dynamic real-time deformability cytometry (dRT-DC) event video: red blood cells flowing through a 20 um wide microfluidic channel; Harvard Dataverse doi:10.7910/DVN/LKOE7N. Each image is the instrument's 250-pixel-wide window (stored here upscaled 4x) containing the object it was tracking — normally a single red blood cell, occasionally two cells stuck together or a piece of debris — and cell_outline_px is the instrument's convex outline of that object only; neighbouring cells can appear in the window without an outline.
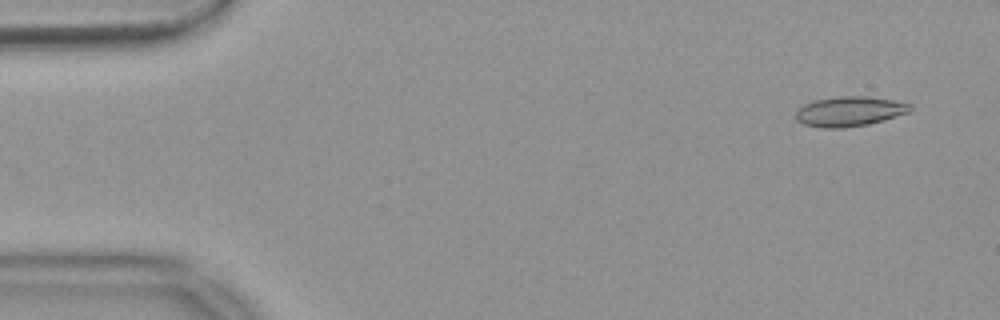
{"species": "common noctule bat (a hibernating species)", "species_latin": "Nyctalus noctula", "temperature_condition": "warm", "stored_images_in_passage": 48, "camera_frame_rate_fps": 3000, "um_per_image_px": 0.085, "animal": {"sex": "female", "body_mass_g": 18.4}, "frame": {"image": 1, "passage_image": 3, "time_ms": 0.667, "image_size_px": [1000, 320], "cell_outline_px": [[912, 112], [884, 120], [868, 124], [844, 128], [824, 128], [804, 124], [796, 120], [796, 112], [804, 104], [816, 100], [840, 96], [864, 96], [892, 100], [912, 104]], "centroid_in_image_um": [72.25, 9.47], "position_along_channel_um": 12.8, "area_um2": 19.88}}
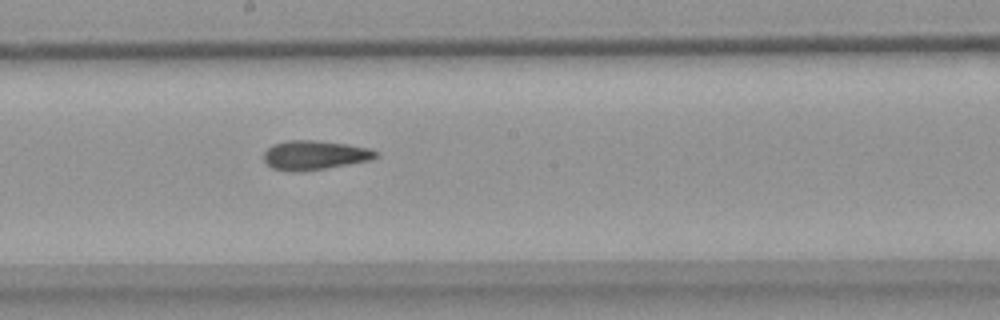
{"frame": {"image": 2, "passage_image": 29, "time_ms": 9.333, "image_size_px": [1000, 320], "cell_outline_px": [[380, 156], [372, 160], [300, 172], [272, 168], [264, 160], [264, 152], [272, 144], [288, 140], [316, 140], [348, 144], [372, 148], [380, 152]], "centroid_in_image_um": [26.81, 13.17], "position_along_channel_um": 221.4, "area_um2": 19.25}}
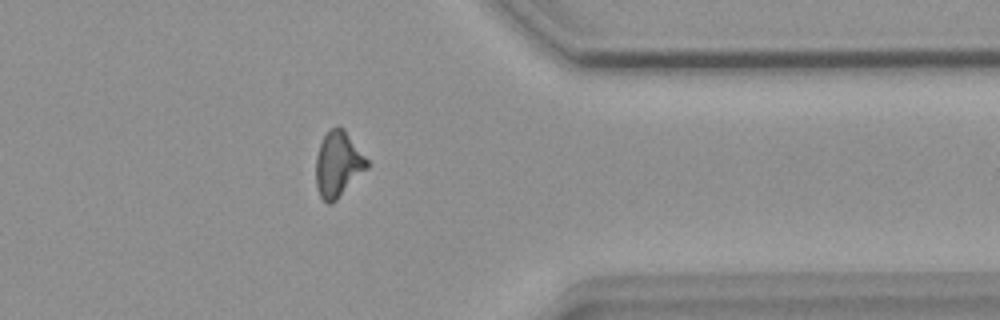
{"frame": {"image": 3, "passage_image": 43, "time_ms": 14.0, "image_size_px": [1000, 320], "cell_outline_px": [[368, 168], [332, 204], [328, 204], [320, 196], [316, 184], [316, 156], [320, 144], [324, 136], [332, 128], [344, 128], [368, 160]], "centroid_in_image_um": [28.74, 13.98], "position_along_channel_um": 382.7, "area_um2": 19.25}}